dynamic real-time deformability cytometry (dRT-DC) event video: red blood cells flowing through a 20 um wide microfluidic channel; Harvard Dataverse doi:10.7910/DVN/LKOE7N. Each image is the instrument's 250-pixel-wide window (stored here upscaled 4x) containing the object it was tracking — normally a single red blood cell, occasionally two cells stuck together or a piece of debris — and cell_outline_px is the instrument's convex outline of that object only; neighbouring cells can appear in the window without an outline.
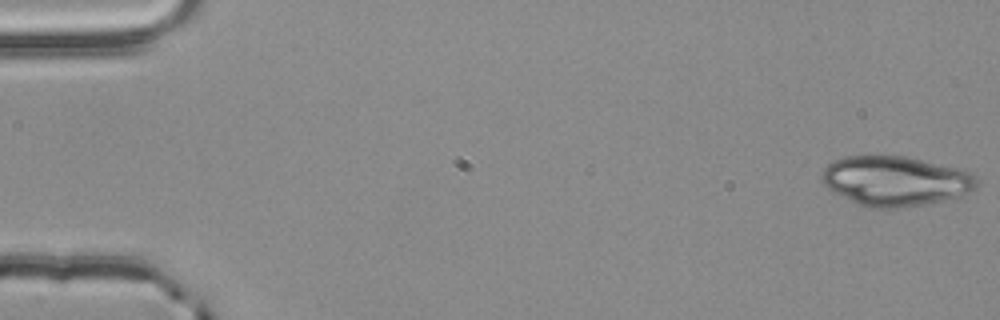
{"species": "common noctule bat (a hibernating species)", "species_latin": "Nyctalus noctula", "temperature_condition": "room temperature", "stored_images_in_passage": 20, "camera_frame_rate_fps": 3000, "um_per_image_px": 0.085, "animal": {"sex": "male", "body_mass_g": 20.4}, "frame": {"image": 1, "passage_image": 1, "time_ms": 0.0, "image_size_px": [1000, 320], "cell_outline_px": [[980, 184], [976, 188], [968, 192], [956, 196], [924, 204], [896, 208], [872, 208], [860, 204], [832, 192], [820, 180], [820, 172], [832, 160], [844, 156], [904, 156], [956, 168], [968, 172], [976, 176], [980, 180]], "centroid_in_image_um": [76.06, 15.37], "position_along_channel_um": 8.9, "area_um2": 44.68}}